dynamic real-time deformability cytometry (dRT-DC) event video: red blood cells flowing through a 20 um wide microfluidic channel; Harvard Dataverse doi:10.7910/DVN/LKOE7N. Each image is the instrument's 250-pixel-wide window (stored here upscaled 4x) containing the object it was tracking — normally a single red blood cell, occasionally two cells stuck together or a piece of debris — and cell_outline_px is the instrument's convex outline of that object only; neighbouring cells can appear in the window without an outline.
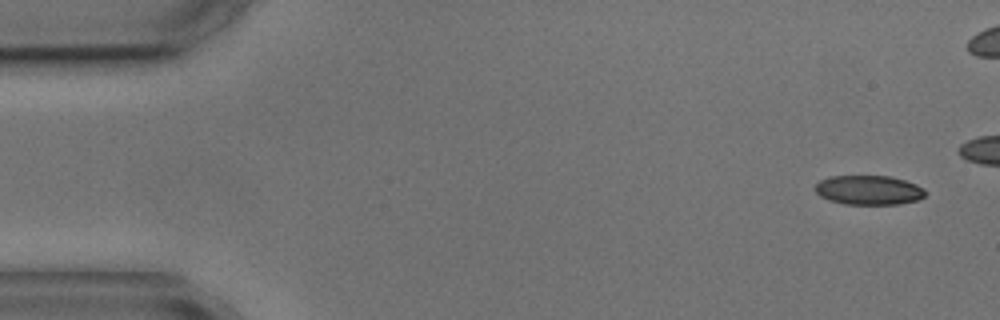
{"species": "common noctule bat (a hibernating species)", "species_latin": "Nyctalus noctula", "temperature_condition": "cold", "stored_images_in_passage": 15, "camera_frame_rate_fps": 3000, "um_per_image_px": 0.085, "animal": {"sex": "male", "body_mass_g": 17.9, "forearm_length_mm": 54.2}, "frame": {"image": 1, "passage_image": 1, "time_ms": 0.0, "image_size_px": [1000, 320], "cell_outline_px": [[924, 196], [920, 200], [900, 204], [844, 204], [828, 200], [820, 196], [812, 188], [820, 180], [832, 176], [888, 176], [904, 180], [916, 184], [924, 188]], "centroid_in_image_um": [73.82, 16.16], "position_along_channel_um": 11.2, "area_um2": 18.96}}
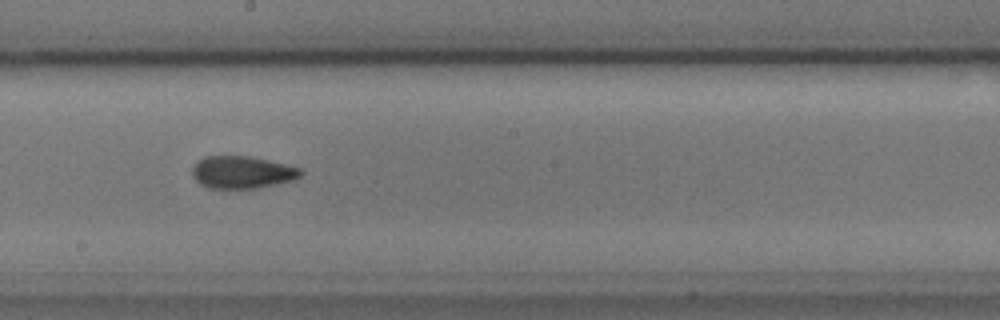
{"frame": {"image": 2, "passage_image": 8, "time_ms": 9.0, "image_size_px": [1000, 320], "cell_outline_px": [[304, 172], [296, 180], [256, 188], [208, 188], [200, 184], [192, 176], [192, 168], [204, 156], [252, 156], [300, 168]], "centroid_in_image_um": [20.6, 14.64], "position_along_channel_um": 227.6, "area_um2": 20.46}, "authors_computed_cell_mechanics": {"area_um2": 20.1722, "velocity_mm_per_s": 3.6336, "shape_relaxation_time_tau1_ms": null, "shape_relaxation_time_tau2_ms": 1.8058, "deformation_change_tau1": null, "deformation_change_tau2": 0.0678}}